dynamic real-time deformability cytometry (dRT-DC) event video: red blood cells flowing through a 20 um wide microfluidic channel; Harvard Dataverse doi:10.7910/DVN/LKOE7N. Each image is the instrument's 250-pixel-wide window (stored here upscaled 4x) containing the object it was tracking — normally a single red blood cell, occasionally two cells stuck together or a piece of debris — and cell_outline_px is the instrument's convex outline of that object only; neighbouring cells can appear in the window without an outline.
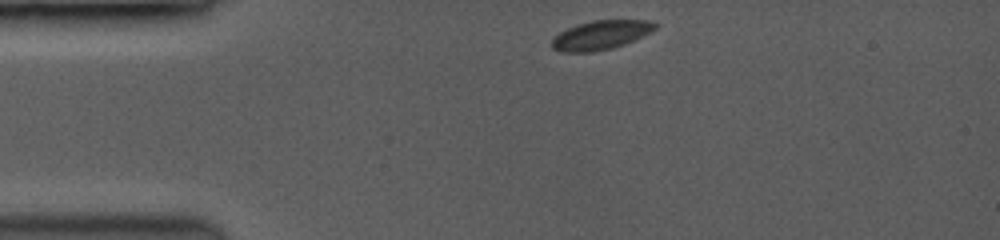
{"species": "common noctule bat (a hibernating species)", "species_latin": "Nyctalus noctula", "temperature_condition": "room temperature", "stored_images_in_passage": 45, "camera_frame_rate_fps": 3500, "um_per_image_px": 0.085, "animal": {"sex": "female", "body_mass_g": 19.0, "forearm_length_mm": 53.3}, "frame": {"image": 1, "passage_image": 1, "time_ms": 0.0, "image_size_px": [1000, 240], "cell_outline_px": [[656, 28], [624, 44], [608, 48], [588, 52], [564, 52], [552, 48], [552, 40], [560, 32], [568, 28], [592, 20], [648, 20], [656, 24]], "centroid_in_image_um": [51.03, 2.97], "position_along_channel_um": 34.0, "area_um2": 16.88}}
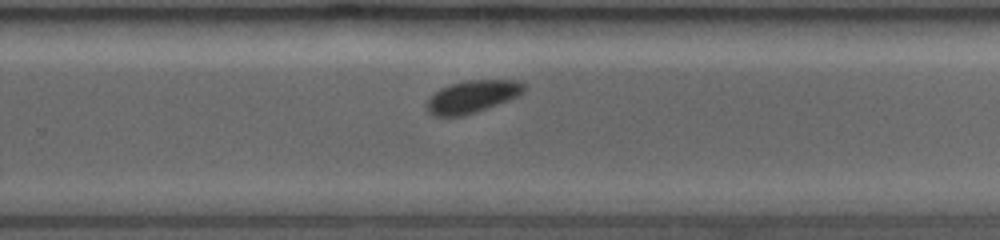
{"frame": {"image": 2, "passage_image": 31, "time_ms": 7.429, "image_size_px": [1000, 240], "cell_outline_px": [[524, 92], [516, 96], [484, 108], [460, 116], [436, 116], [428, 112], [428, 100], [436, 92], [452, 84], [468, 80], [516, 80], [524, 84]], "centroid_in_image_um": [40.14, 8.19], "position_along_channel_um": 289.7, "area_um2": 17.46}}
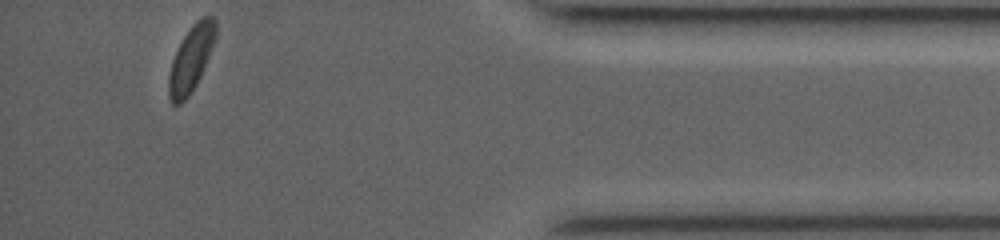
{"frame": {"image": 3, "passage_image": 45, "time_ms": 11.429, "image_size_px": [1000, 240], "cell_outline_px": [[216, 36], [200, 76], [196, 84], [188, 96], [180, 104], [172, 104], [168, 96], [168, 76], [172, 60], [184, 36], [192, 24], [200, 16], [212, 16], [216, 20]], "centroid_in_image_um": [16.23, 4.98], "position_along_channel_um": 419.0, "area_um2": 17.74}, "authors_computed_cell_mechanics": {"area_um2": 18.0336, "velocity_mm_per_s": 4.0092, "shape_relaxation_time_tau1_ms": 2.926, "shape_relaxation_time_tau2_ms": null, "deformation_change_tau1": 0.0723, "deformation_change_tau2": null}}